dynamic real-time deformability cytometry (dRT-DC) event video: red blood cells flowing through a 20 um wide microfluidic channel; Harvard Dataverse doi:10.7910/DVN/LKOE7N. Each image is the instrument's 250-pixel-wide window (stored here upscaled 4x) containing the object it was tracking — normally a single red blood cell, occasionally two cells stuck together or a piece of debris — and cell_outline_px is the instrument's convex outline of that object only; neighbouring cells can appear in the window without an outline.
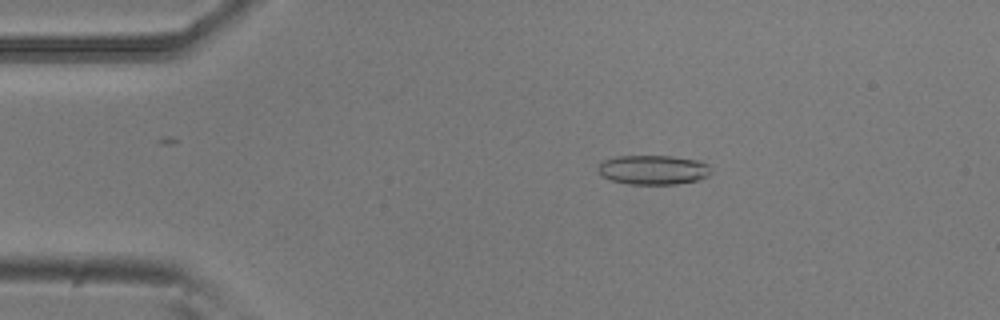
{"species": "common noctule bat (a hibernating species)", "species_latin": "Nyctalus noctula", "temperature_condition": "room temperature", "stored_images_in_passage": 54, "camera_frame_rate_fps": 3000, "um_per_image_px": 0.085, "animal": {"sex": "male", "body_mass_g": 20.5, "forearm_length_mm": 52.5}, "frame": {"image": 1, "passage_image": 10, "time_ms": 3.0, "image_size_px": [1000, 320], "cell_outline_px": [[712, 172], [708, 176], [696, 180], [676, 184], [628, 184], [612, 180], [600, 176], [596, 168], [604, 160], [616, 156], [672, 156], [700, 160], [708, 164]], "centroid_in_image_um": [55.52, 14.43], "position_along_channel_um": 29.5, "area_um2": 19.54}}
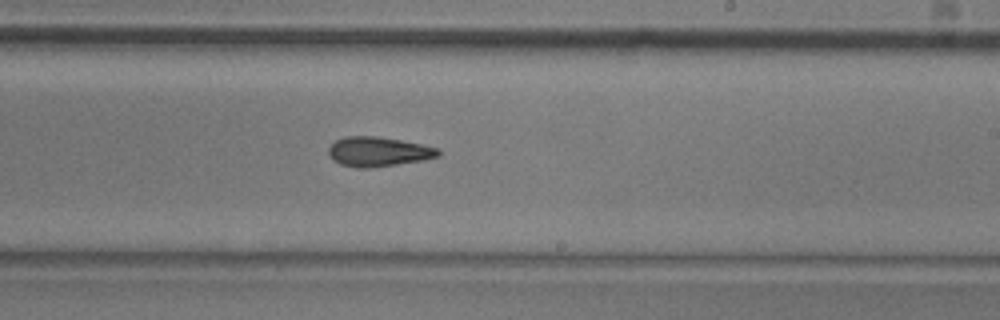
{"frame": {"image": 2, "passage_image": 32, "time_ms": 10.333, "image_size_px": [1000, 320], "cell_outline_px": [[440, 156], [424, 160], [368, 168], [356, 168], [340, 164], [332, 160], [328, 152], [328, 148], [336, 140], [344, 136], [376, 136], [400, 140], [440, 148]], "centroid_in_image_um": [32.15, 12.89], "position_along_channel_um": 256.9, "area_um2": 18.96}}
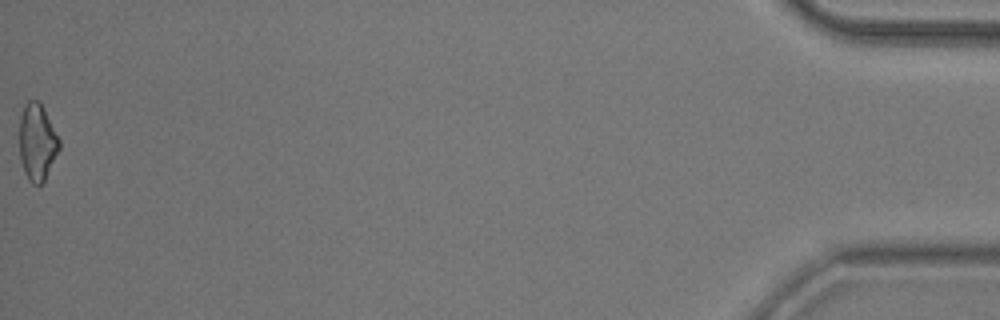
{"frame": {"image": 3, "passage_image": 54, "time_ms": 17.667, "image_size_px": [1000, 320], "cell_outline_px": [[60, 148], [44, 180], [40, 184], [32, 184], [28, 180], [24, 172], [20, 160], [20, 116], [24, 104], [28, 100], [36, 100], [44, 108], [60, 140]], "centroid_in_image_um": [3.15, 12.07], "position_along_channel_um": 432.0, "area_um2": 17.74}, "authors_computed_cell_mechanics": {"area_um2": 18.8717, "velocity_mm_per_s": 3.7769, "shape_relaxation_time_tau1_ms": 9.8745, "shape_relaxation_time_tau2_ms": 3.5417, "deformation_change_tau1": 0.2056, "deformation_change_tau2": 0.1268}}